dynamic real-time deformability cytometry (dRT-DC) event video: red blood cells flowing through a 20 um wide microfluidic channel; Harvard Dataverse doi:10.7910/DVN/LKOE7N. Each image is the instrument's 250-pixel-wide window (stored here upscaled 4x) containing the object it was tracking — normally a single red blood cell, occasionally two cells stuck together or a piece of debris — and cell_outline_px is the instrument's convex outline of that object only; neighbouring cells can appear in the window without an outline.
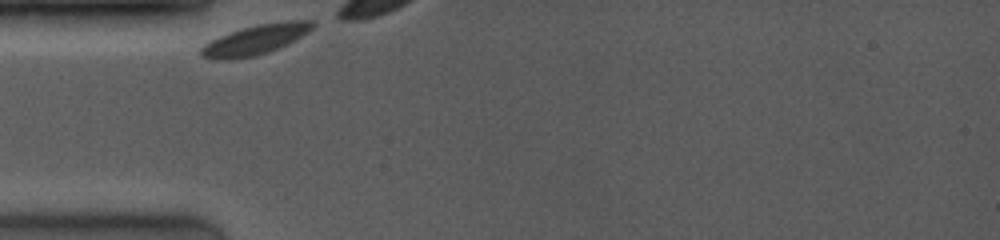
{"species": "common noctule bat (a hibernating species)", "species_latin": "Nyctalus noctula", "temperature_condition": "room temperature", "stored_images_in_passage": 4, "camera_frame_rate_fps": 4000, "um_per_image_px": 0.085, "animal": {"sex": "female", "body_mass_g": 19.0, "forearm_length_mm": 53.3}, "frame": {"image": 1, "passage_image": 1, "time_ms": 0.0, "image_size_px": [1000, 240], "cell_outline_px": [[316, 24], [308, 32], [268, 52], [256, 56], [232, 60], [212, 60], [200, 56], [200, 48], [204, 44], [220, 36], [256, 24], [284, 20], [312, 20]], "centroid_in_image_um": [21.66, 3.38], "position_along_channel_um": 63.3, "area_um2": 19.31}}
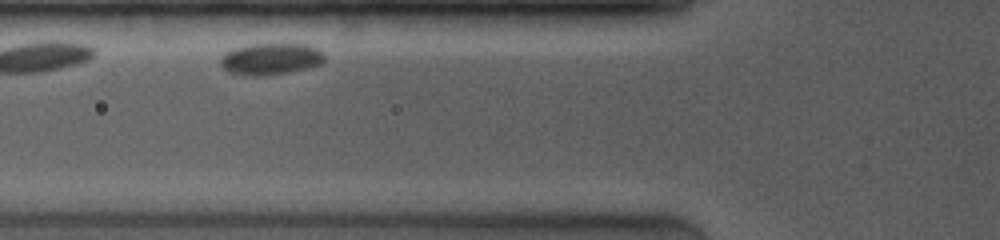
{"frame": {"image": 2, "passage_image": 3, "time_ms": 1.75, "image_size_px": [1000, 240], "cell_outline_px": [[324, 60], [320, 64], [292, 72], [256, 76], [248, 76], [228, 72], [220, 64], [220, 56], [236, 48], [252, 44], [304, 44], [316, 48], [324, 52]], "centroid_in_image_um": [23.01, 5.02], "position_along_channel_um": 102.8, "area_um2": 19.07}}